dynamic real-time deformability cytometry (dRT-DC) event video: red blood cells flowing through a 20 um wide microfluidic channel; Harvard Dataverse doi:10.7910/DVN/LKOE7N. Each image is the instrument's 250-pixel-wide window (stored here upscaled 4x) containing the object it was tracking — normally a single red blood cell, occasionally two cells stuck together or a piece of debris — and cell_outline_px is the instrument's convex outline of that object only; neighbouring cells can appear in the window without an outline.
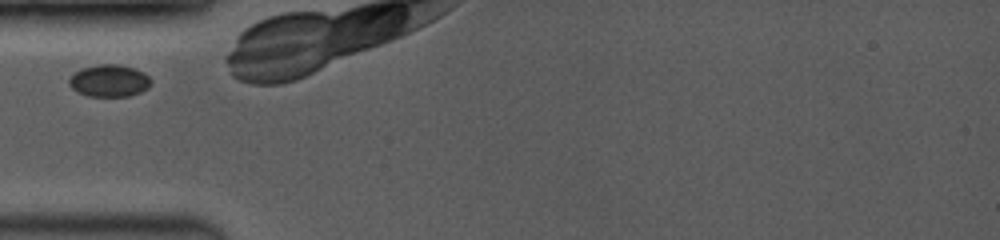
{"species": "common noctule bat (a hibernating species)", "species_latin": "Nyctalus noctula", "temperature_condition": "room temperature", "stored_images_in_passage": 2, "camera_frame_rate_fps": 3500, "um_per_image_px": 0.085, "animal": {"sex": "female", "body_mass_g": 19.0, "forearm_length_mm": 53.3}, "frame": {"image": 1, "passage_image": 1, "time_ms": 0.0, "image_size_px": [1000, 240], "cell_outline_px": [[152, 84], [148, 88], [140, 92], [128, 96], [88, 96], [72, 88], [68, 84], [68, 80], [76, 72], [84, 68], [100, 64], [120, 64], [136, 68], [144, 72], [152, 80]], "centroid_in_image_um": [9.34, 6.85], "position_along_channel_um": 75.7, "area_um2": 15.32}}